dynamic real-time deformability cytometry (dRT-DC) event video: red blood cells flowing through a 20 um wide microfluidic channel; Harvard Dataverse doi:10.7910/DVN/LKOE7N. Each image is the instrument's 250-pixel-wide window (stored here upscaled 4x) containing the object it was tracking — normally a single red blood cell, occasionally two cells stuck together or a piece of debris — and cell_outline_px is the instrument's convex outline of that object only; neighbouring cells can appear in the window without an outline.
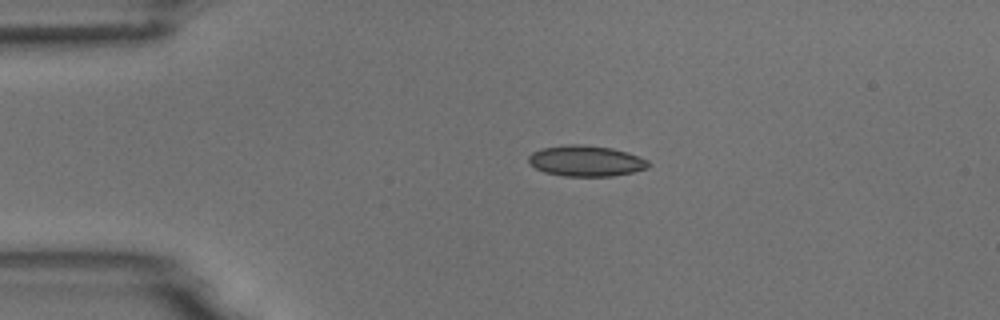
{"species": "common noctule bat (a hibernating species)", "species_latin": "Nyctalus noctula", "temperature_condition": "room temperature", "stored_images_in_passage": 2, "camera_frame_rate_fps": 3000, "um_per_image_px": 0.085, "animal": {"sex": "male", "body_mass_g": 18.8}, "frame": {"image": 1, "passage_image": 1, "time_ms": 0.0, "image_size_px": [1000, 320], "cell_outline_px": [[652, 164], [648, 168], [632, 172], [612, 176], [564, 176], [544, 172], [528, 164], [528, 156], [532, 152], [540, 148], [564, 144], [580, 144], [612, 148], [628, 152], [648, 160]], "centroid_in_image_um": [49.79, 13.67], "position_along_channel_um": 35.2, "area_um2": 21.79}}